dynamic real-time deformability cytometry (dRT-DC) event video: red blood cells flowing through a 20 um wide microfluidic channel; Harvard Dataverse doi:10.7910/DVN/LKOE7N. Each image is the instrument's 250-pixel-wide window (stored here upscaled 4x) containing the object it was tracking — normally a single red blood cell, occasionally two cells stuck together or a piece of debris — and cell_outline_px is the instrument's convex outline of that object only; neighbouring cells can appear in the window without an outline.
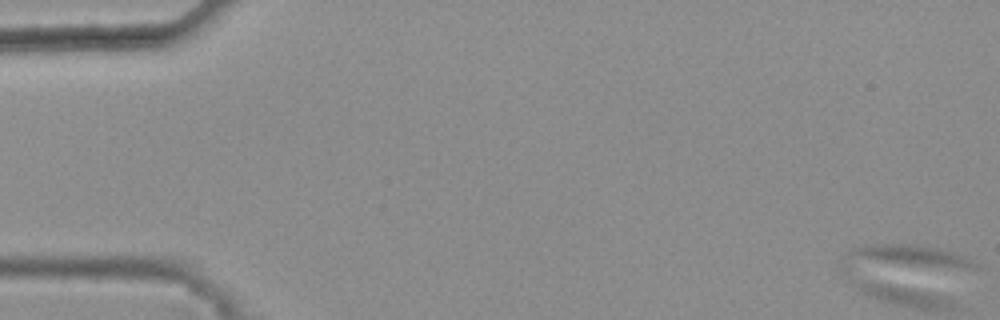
{"species": "common noctule bat (a hibernating species)", "species_latin": "Nyctalus noctula", "temperature_condition": "warm", "stored_images_in_passage": 1, "camera_frame_rate_fps": 3000, "um_per_image_px": 0.085, "animal": {"sex": "female", "body_mass_g": 25.1}, "frame": {"image": 1, "passage_image": 1, "time_ms": 0.0, "image_size_px": [1000, 320], "cell_outline_px": [[980, 268], [848, 272], [844, 272], [840, 268], [840, 264], [848, 252], [852, 248], [868, 244], [908, 244], [936, 248], [968, 256], [980, 264]], "centroid_in_image_um": [76.77, 21.99], "position_along_channel_um": 8.2, "area_um2": 21.5}}